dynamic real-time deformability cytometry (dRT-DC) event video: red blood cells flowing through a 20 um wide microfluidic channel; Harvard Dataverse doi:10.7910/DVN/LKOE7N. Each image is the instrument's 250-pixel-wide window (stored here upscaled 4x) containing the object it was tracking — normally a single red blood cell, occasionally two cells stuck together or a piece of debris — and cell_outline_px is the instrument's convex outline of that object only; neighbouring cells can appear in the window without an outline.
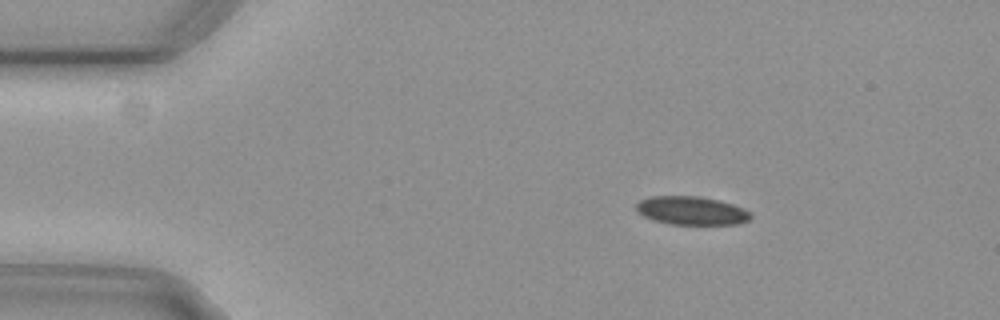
{"species": "common noctule bat (a hibernating species)", "species_latin": "Nyctalus noctula", "temperature_condition": "cold", "stored_images_in_passage": 47, "camera_frame_rate_fps": 3000, "um_per_image_px": 0.085, "animal": {"sex": "female", "body_mass_g": 29.2, "forearm_length_mm": 56.3}, "frame": {"image": 1, "passage_image": 1, "time_ms": 0.0, "image_size_px": [1000, 320], "cell_outline_px": [[752, 216], [748, 220], [736, 224], [672, 224], [652, 220], [644, 216], [636, 208], [636, 204], [640, 200], [652, 196], [696, 196], [720, 200], [732, 204], [748, 212]], "centroid_in_image_um": [58.75, 17.9], "position_along_channel_um": 26.3, "area_um2": 18.67}}
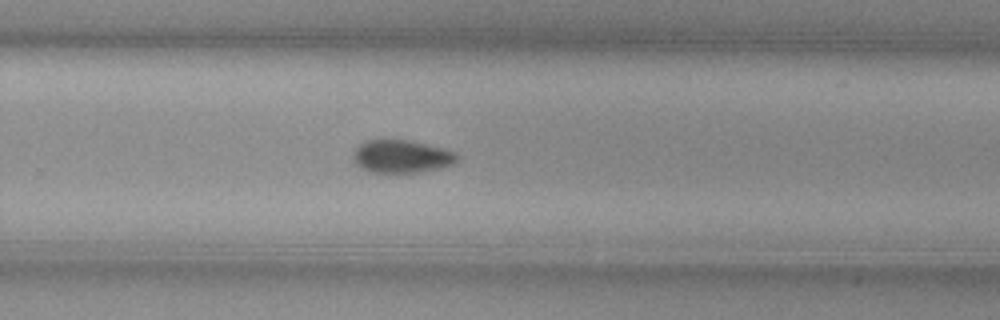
{"frame": {"image": 2, "passage_image": 28, "time_ms": 9.0, "image_size_px": [1000, 320], "cell_outline_px": [[460, 156], [456, 164], [440, 168], [400, 176], [368, 172], [360, 168], [352, 160], [352, 156], [356, 148], [364, 140], [408, 140], [456, 152]], "centroid_in_image_um": [34.11, 13.36], "position_along_channel_um": 295.7, "area_um2": 20.75}}
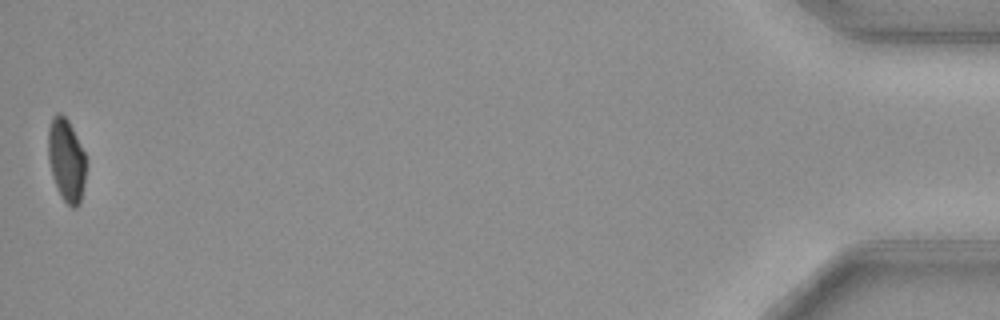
{"frame": {"image": 3, "passage_image": 47, "time_ms": 15.333, "image_size_px": [1000, 320], "cell_outline_px": [[84, 180], [80, 204], [76, 208], [72, 208], [60, 196], [52, 176], [48, 160], [48, 128], [52, 116], [56, 112], [60, 112], [68, 120], [84, 152]], "centroid_in_image_um": [5.6, 13.59], "position_along_channel_um": 429.6, "area_um2": 18.15}}